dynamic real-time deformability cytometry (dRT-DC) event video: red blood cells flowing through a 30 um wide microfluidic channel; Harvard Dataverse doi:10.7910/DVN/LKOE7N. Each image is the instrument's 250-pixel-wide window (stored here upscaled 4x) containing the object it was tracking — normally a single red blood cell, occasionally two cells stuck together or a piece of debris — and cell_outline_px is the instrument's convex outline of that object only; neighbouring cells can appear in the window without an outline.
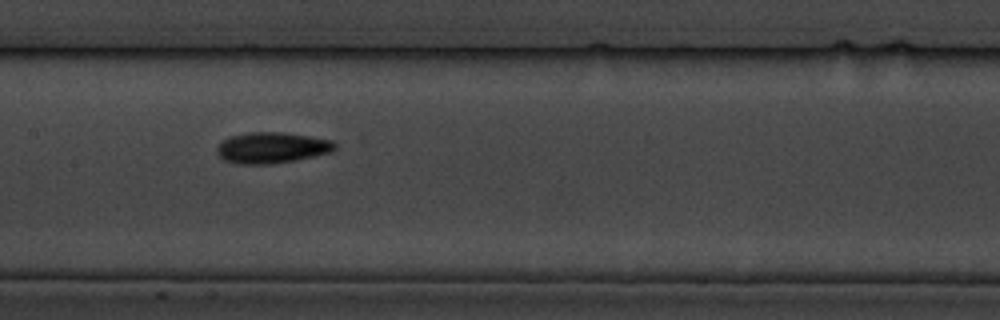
{"species": "common noctule bat (a hibernating species)", "species_latin": "Nyctalus noctula", "temperature_condition": "cold", "stored_images_in_passage": 10, "camera_frame_rate_fps": 3000, "um_per_image_px": 0.085, "animal": {"sex": "male", "body_mass_g": 19.5, "forearm_length_mm": 54.6}, "frame": {"image": 1, "passage_image": 6, "time_ms": 5.667, "image_size_px": [1000, 320], "cell_outline_px": [[336, 148], [332, 152], [296, 160], [268, 164], [236, 164], [224, 160], [216, 152], [216, 148], [224, 140], [232, 136], [248, 132], [280, 132], [308, 136], [332, 140], [336, 144]], "centroid_in_image_um": [23.11, 12.56], "position_along_channel_um": 184.3, "area_um2": 21.21}}
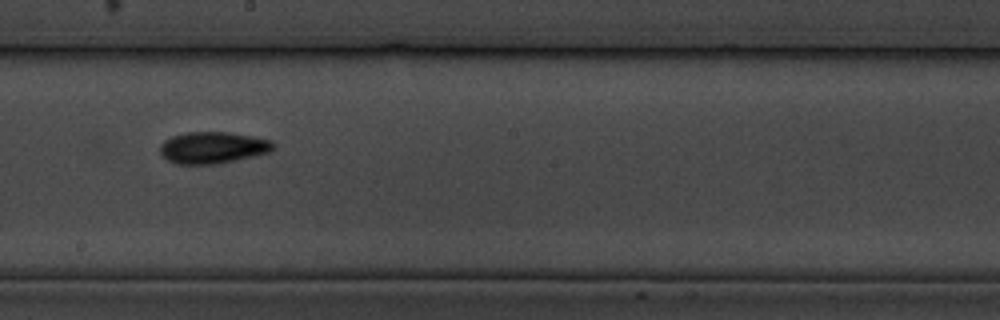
{"frame": {"image": 2, "passage_image": 7, "time_ms": 7.0, "image_size_px": [1000, 320], "cell_outline_px": [[276, 148], [272, 152], [216, 164], [176, 164], [168, 160], [160, 152], [160, 144], [164, 140], [172, 136], [188, 132], [228, 132], [252, 136], [272, 140], [276, 144]], "centroid_in_image_um": [18.13, 12.54], "position_along_channel_um": 230.1, "area_um2": 21.04}}
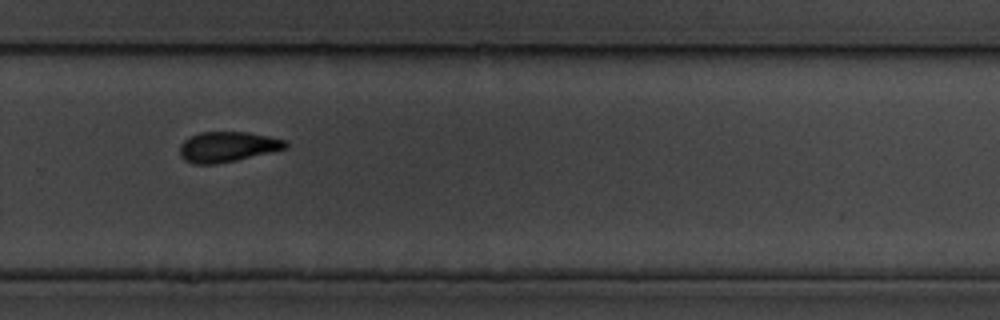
{"frame": {"image": 3, "passage_image": 9, "time_ms": 9.333, "image_size_px": [1000, 320], "cell_outline_px": [[288, 148], [236, 160], [216, 164], [192, 164], [184, 160], [180, 156], [180, 144], [184, 140], [200, 132], [248, 132], [268, 136], [284, 140], [288, 144]], "centroid_in_image_um": [19.32, 12.48], "position_along_channel_um": 310.5, "area_um2": 18.61}}